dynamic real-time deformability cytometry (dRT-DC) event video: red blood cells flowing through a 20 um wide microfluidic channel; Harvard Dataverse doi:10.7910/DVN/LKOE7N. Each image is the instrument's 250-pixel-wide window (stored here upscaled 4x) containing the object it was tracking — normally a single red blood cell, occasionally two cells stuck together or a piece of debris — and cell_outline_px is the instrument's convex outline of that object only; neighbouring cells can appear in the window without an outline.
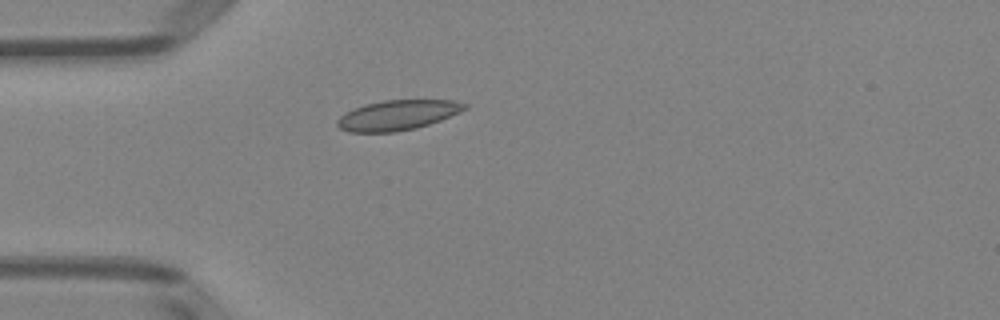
{"species": "Egyptian fruit bat (a non-hibernating species)", "species_latin": "Rousettus aegyptiacus", "temperature_condition": "room temperature", "stored_images_in_passage": 5, "camera_frame_rate_fps": 3000, "um_per_image_px": 0.085, "animal": {"sex": "female"}, "frame": {"image": 1, "passage_image": 5, "time_ms": 5.333, "image_size_px": [1000, 320], "cell_outline_px": [[468, 108], [440, 120], [416, 128], [396, 132], [348, 132], [340, 128], [336, 124], [336, 120], [344, 112], [364, 104], [384, 100], [452, 100], [468, 104]], "centroid_in_image_um": [33.76, 9.78], "position_along_channel_um": 51.2, "area_um2": 22.31}}